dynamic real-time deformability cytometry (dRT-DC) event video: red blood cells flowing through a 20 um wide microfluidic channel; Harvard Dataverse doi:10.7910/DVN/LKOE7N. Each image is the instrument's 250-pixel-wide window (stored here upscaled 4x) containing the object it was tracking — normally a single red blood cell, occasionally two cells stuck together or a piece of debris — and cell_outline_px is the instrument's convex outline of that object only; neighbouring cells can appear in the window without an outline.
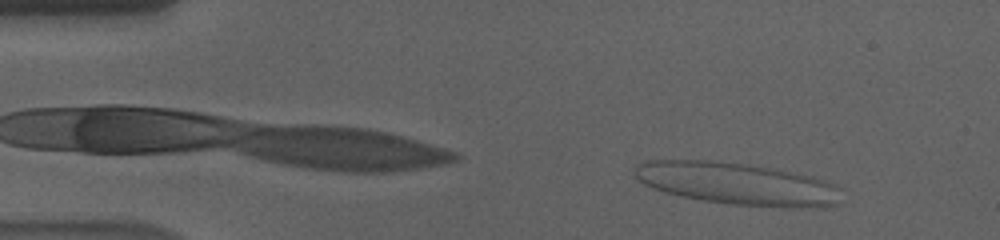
{"species": "human", "species_latin": "Homo sapiens", "temperature_condition": "cold", "stored_images_in_passage": 56, "camera_frame_rate_fps": 3000, "um_per_image_px": 0.085, "donor": {"sex": "male"}, "frame": {"image": 1, "passage_image": 6, "time_ms": 1.667, "image_size_px": [1000, 240], "cell_outline_px": [[840, 188], [836, 204], [824, 208], [792, 208], [732, 204], [700, 200], [664, 192], [652, 188], [644, 184], [632, 172], [636, 164], [644, 160], [712, 160], [748, 164], [776, 168], [812, 176], [836, 184]], "centroid_in_image_um": [62.66, 15.61], "position_along_channel_um": 22.3, "area_um2": 51.38}}
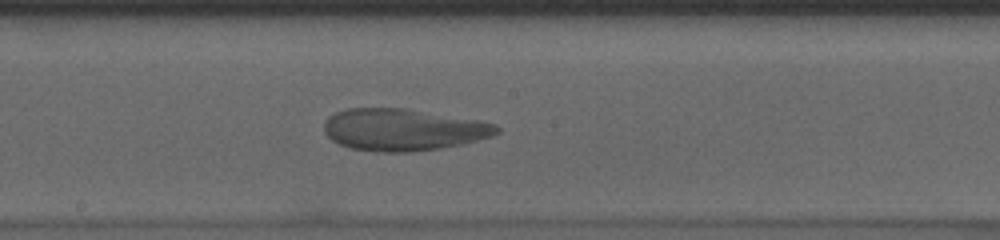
{"frame": {"image": 2, "passage_image": 30, "time_ms": 9.667, "image_size_px": [1000, 240], "cell_outline_px": [[500, 132], [492, 136], [460, 144], [440, 148], [412, 152], [380, 152], [352, 148], [340, 144], [332, 140], [324, 132], [324, 120], [328, 116], [336, 112], [348, 108], [408, 108], [480, 120], [496, 124], [500, 128]], "centroid_in_image_um": [34.27, 11.01], "position_along_channel_um": 213.9, "area_um2": 42.37}}
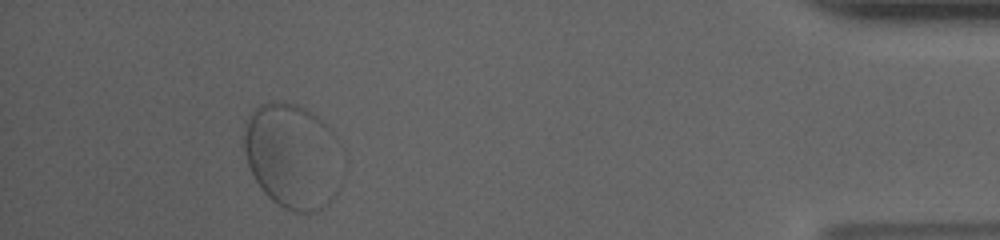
{"frame": {"image": 3, "passage_image": 52, "time_ms": 17.0, "image_size_px": [1000, 240], "cell_outline_px": [[336, 192], [328, 204], [316, 212], [292, 212], [276, 204], [260, 188], [248, 164], [244, 148], [244, 120], [260, 104], [272, 100], [280, 100], [296, 104], [304, 108], [316, 116], [336, 136]], "centroid_in_image_um": [24.77, 13.24], "position_along_channel_um": 410.4, "area_um2": 59.3}}